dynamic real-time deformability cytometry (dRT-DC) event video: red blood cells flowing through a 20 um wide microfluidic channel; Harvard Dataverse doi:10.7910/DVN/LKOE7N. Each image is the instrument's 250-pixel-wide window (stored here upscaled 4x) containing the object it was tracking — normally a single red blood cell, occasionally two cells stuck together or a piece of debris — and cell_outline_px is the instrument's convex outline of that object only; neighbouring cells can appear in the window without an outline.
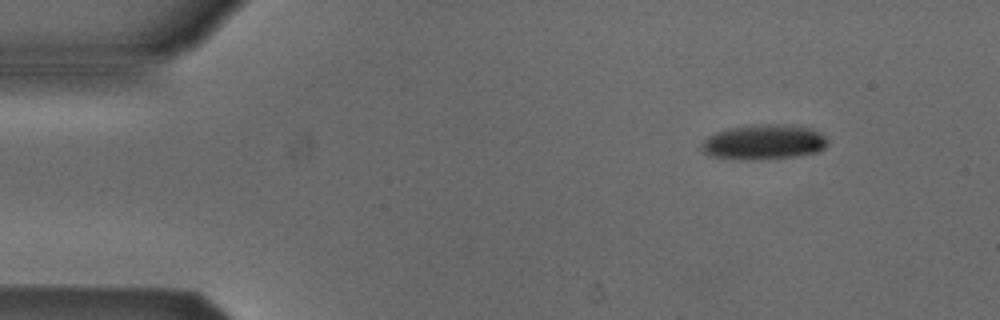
{"species": "Egyptian fruit bat (a non-hibernating species)", "species_latin": "Rousettus aegyptiacus", "temperature_condition": "cold", "stored_images_in_passage": 4, "camera_frame_rate_fps": 3000, "um_per_image_px": 0.085, "animal": {"sex": "male"}, "frame": {"image": 1, "passage_image": 1, "time_ms": 0.0, "image_size_px": [1000, 320], "cell_outline_px": [[828, 144], [820, 152], [796, 156], [760, 160], [748, 160], [712, 156], [704, 152], [700, 148], [704, 140], [708, 136], [716, 132], [732, 128], [752, 124], [784, 124], [812, 128], [820, 132], [828, 140]], "centroid_in_image_um": [64.97, 12.08], "position_along_channel_um": 20.0, "area_um2": 25.89}}
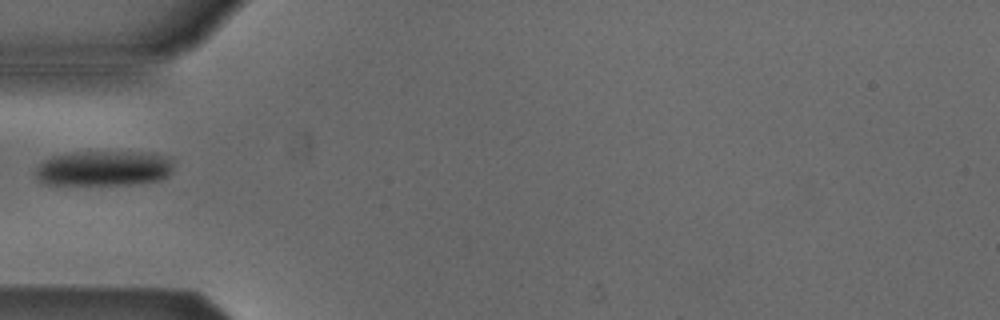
{"frame": {"image": 2, "passage_image": 4, "time_ms": 3.667, "image_size_px": [1000, 320], "cell_outline_px": [[172, 168], [168, 176], [160, 180], [128, 184], [44, 184], [36, 176], [36, 168], [44, 160], [52, 156], [64, 152], [156, 152], [172, 160]], "centroid_in_image_um": [8.82, 14.29], "position_along_channel_um": 76.2, "area_um2": 28.38}}